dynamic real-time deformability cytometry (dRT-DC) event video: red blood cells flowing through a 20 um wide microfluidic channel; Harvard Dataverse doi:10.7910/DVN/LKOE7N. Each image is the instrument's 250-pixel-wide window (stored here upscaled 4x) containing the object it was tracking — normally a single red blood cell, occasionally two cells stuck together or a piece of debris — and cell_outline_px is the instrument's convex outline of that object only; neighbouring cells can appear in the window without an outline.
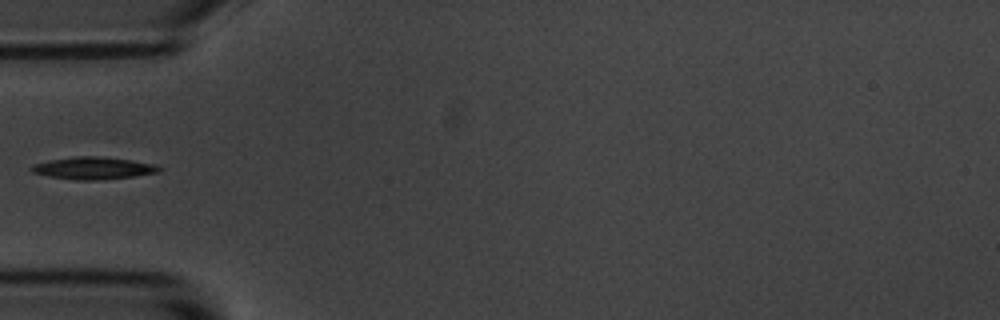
{"species": "common noctule bat (a hibernating species)", "species_latin": "Nyctalus noctula", "temperature_condition": "room temperature", "stored_images_in_passage": 3, "camera_frame_rate_fps": 3000, "um_per_image_px": 0.085, "animal": {"sex": "male", "body_mass_g": 20.1, "forearm_length_mm": 53.5}, "frame": {"image": 1, "passage_image": 2, "time_ms": 1.333, "image_size_px": [1000, 320], "cell_outline_px": [[164, 168], [160, 172], [132, 176], [92, 180], [76, 180], [52, 176], [32, 172], [28, 168], [32, 164], [52, 160], [76, 156], [100, 156], [156, 164]], "centroid_in_image_um": [7.95, 14.28], "position_along_channel_um": 77.0, "area_um2": 16.3}}